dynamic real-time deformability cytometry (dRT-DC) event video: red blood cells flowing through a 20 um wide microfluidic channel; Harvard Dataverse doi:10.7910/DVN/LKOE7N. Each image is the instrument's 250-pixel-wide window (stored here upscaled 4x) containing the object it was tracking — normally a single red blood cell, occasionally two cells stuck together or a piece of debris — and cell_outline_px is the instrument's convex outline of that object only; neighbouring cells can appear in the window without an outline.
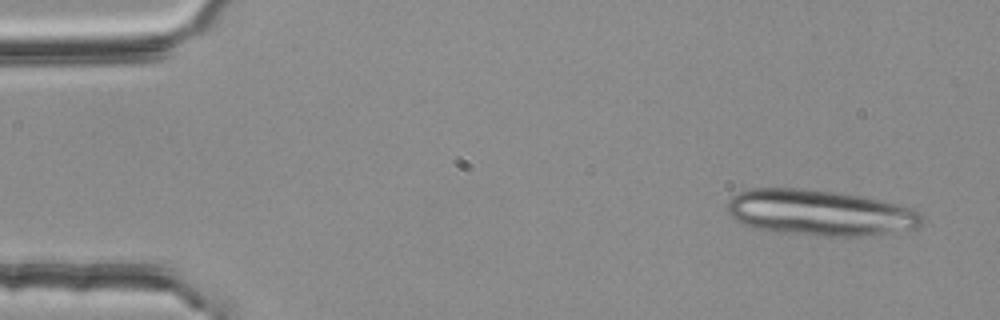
{"species": "common noctule bat (a hibernating species)", "species_latin": "Nyctalus noctula", "temperature_condition": "room temperature", "stored_images_in_passage": 13, "camera_frame_rate_fps": 3000, "um_per_image_px": 0.085, "animal": {"sex": "female", "body_mass_g": 25.1}, "frame": {"image": 1, "passage_image": 1, "time_ms": 0.0, "image_size_px": [1000, 320], "cell_outline_px": [[924, 224], [916, 228], [892, 232], [860, 236], [816, 236], [784, 232], [756, 228], [744, 224], [728, 216], [728, 200], [732, 196], [748, 188], [804, 188], [860, 196], [884, 200], [920, 212], [924, 216]], "centroid_in_image_um": [69.69, 18.08], "position_along_channel_um": 15.3, "area_um2": 51.96}}